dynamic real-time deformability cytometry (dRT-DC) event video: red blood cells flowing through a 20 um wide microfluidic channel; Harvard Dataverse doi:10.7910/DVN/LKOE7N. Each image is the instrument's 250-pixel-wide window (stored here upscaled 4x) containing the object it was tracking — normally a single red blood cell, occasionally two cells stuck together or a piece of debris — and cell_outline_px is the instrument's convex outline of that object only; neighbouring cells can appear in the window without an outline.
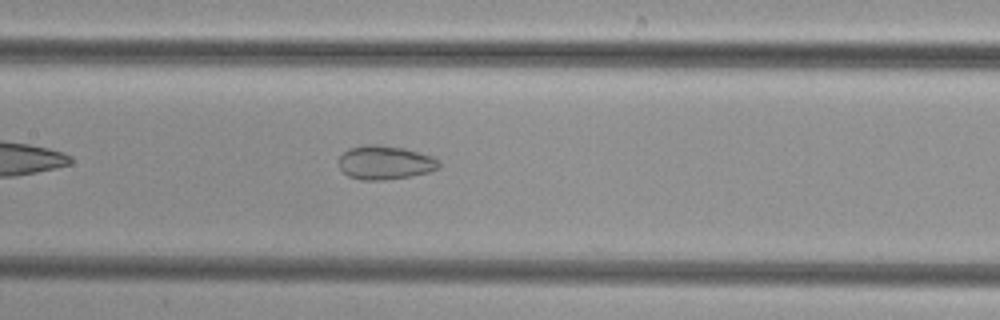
{"species": "common noctule bat (a hibernating species)", "species_latin": "Nyctalus noctula", "temperature_condition": "cold", "stored_images_in_passage": 36, "camera_frame_rate_fps": 3000, "um_per_image_px": 0.085, "animal": {"sex": "female", "body_mass_g": 29.2, "forearm_length_mm": 56.3}, "frame": {"image": 1, "passage_image": 10, "time_ms": 3.0, "image_size_px": [1000, 320], "cell_outline_px": [[440, 168], [428, 172], [412, 176], [384, 180], [360, 180], [348, 176], [340, 168], [336, 160], [348, 148], [368, 144], [380, 144], [404, 148], [432, 156], [440, 160]], "centroid_in_image_um": [32.72, 13.81], "position_along_channel_um": 174.7, "area_um2": 20.06}}
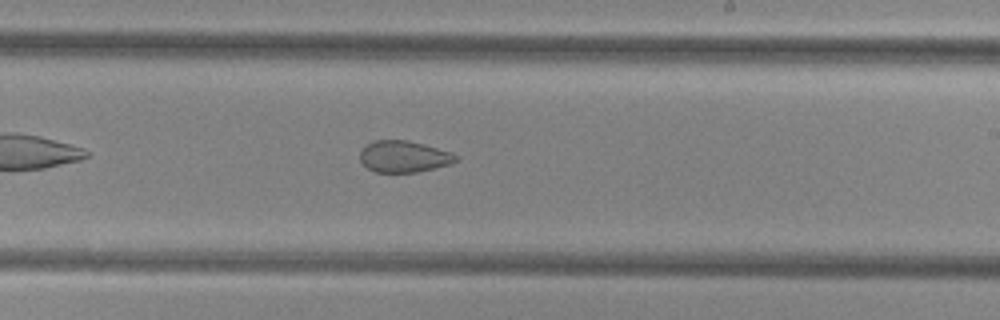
{"frame": {"image": 2, "passage_image": 16, "time_ms": 5.0, "image_size_px": [1000, 320], "cell_outline_px": [[460, 160], [452, 164], [416, 172], [376, 172], [368, 168], [360, 160], [360, 152], [372, 140], [408, 140], [424, 144], [452, 152]], "centroid_in_image_um": [34.36, 13.3], "position_along_channel_um": 254.6, "area_um2": 17.63}}
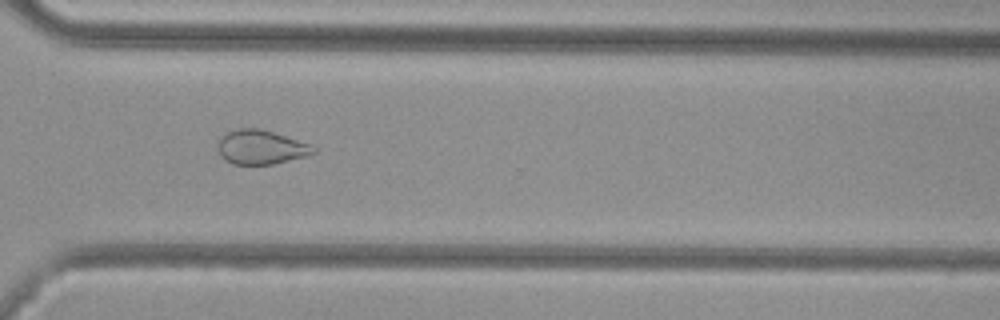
{"frame": {"image": 3, "passage_image": 23, "time_ms": 7.333, "image_size_px": [1000, 320], "cell_outline_px": [[316, 152], [304, 156], [272, 164], [232, 164], [224, 160], [220, 156], [216, 148], [216, 144], [220, 136], [228, 132], [240, 128], [260, 128], [312, 144], [316, 148]], "centroid_in_image_um": [22.13, 12.5], "position_along_channel_um": 348.5, "area_um2": 19.19}}